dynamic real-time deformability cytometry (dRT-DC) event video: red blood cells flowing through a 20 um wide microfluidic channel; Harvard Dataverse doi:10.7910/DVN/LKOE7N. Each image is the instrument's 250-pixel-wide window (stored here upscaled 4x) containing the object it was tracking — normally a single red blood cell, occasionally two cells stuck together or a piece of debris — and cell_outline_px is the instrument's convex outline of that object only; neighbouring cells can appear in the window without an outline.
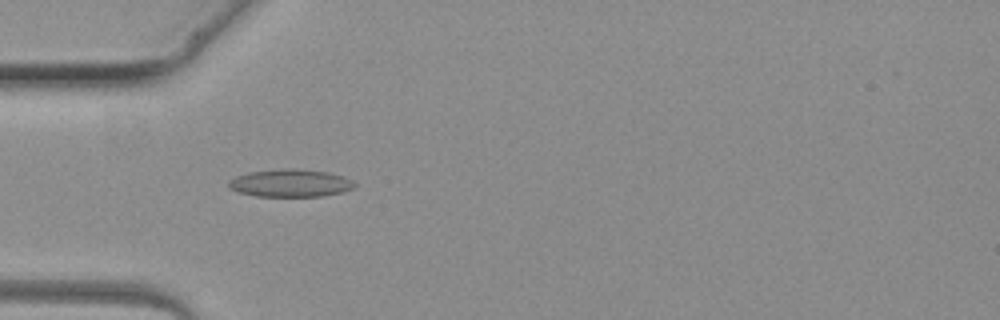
{"species": "common noctule bat (a hibernating species)", "species_latin": "Nyctalus noctula", "temperature_condition": "warm", "stored_images_in_passage": 2, "camera_frame_rate_fps": 3000, "um_per_image_px": 0.085, "animal": {"sex": "female", "body_mass_g": 19.3, "forearm_length_mm": 54.1}, "frame": {"image": 1, "passage_image": 2, "time_ms": 1.333, "image_size_px": [1000, 320], "cell_outline_px": [[356, 188], [344, 192], [320, 196], [256, 196], [240, 192], [228, 188], [228, 180], [236, 176], [248, 172], [284, 168], [296, 168], [328, 172], [352, 180], [356, 184]], "centroid_in_image_um": [24.68, 15.56], "position_along_channel_um": 60.3, "area_um2": 20.4}}